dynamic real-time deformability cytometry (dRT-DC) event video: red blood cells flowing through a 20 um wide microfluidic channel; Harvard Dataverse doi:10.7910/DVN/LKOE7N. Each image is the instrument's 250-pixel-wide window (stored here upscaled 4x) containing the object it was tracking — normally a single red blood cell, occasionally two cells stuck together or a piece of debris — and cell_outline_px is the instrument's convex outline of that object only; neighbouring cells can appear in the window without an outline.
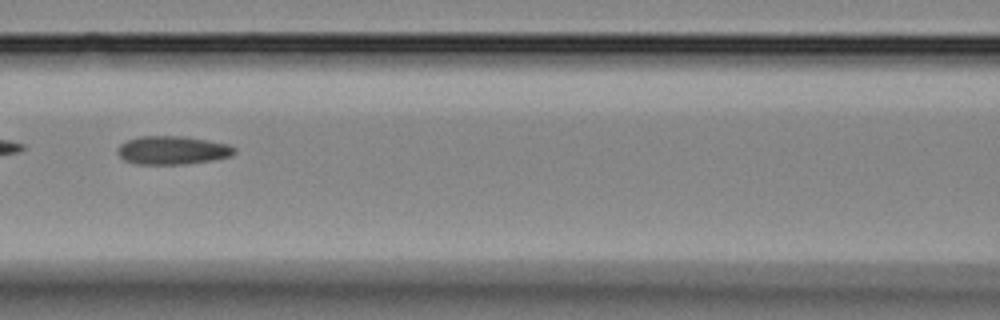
{"species": "Egyptian fruit bat (a non-hibernating species)", "species_latin": "Rousettus aegyptiacus", "temperature_condition": "room temperature", "stored_images_in_passage": 43, "camera_frame_rate_fps": 3000, "um_per_image_px": 0.085, "animal": {"sex": "female"}, "frame": {"image": 1, "passage_image": 19, "time_ms": 6.0, "image_size_px": [1000, 320], "cell_outline_px": [[236, 152], [232, 156], [212, 160], [184, 164], [136, 164], [124, 160], [116, 152], [116, 148], [120, 144], [128, 140], [140, 136], [184, 136], [228, 144], [236, 148]], "centroid_in_image_um": [14.65, 12.77], "position_along_channel_um": 152.0, "area_um2": 19.42}}
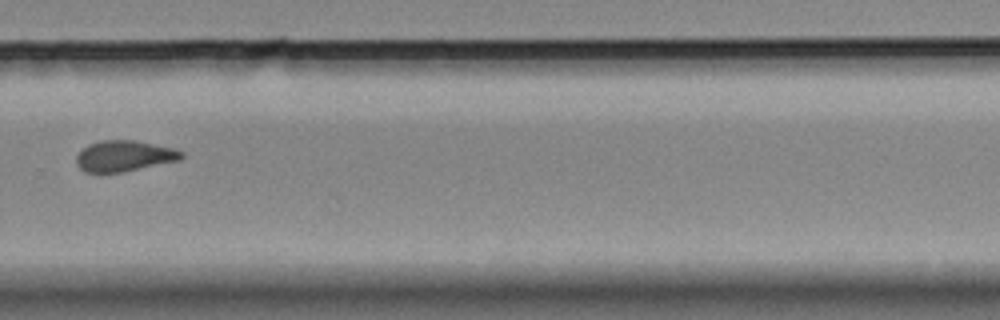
{"frame": {"image": 2, "passage_image": 30, "time_ms": 9.667, "image_size_px": [1000, 320], "cell_outline_px": [[184, 156], [180, 160], [124, 172], [84, 172], [76, 164], [76, 156], [88, 144], [100, 140], [136, 140], [176, 148], [184, 152]], "centroid_in_image_um": [10.59, 13.25], "position_along_channel_um": 319.2, "area_um2": 19.13}}
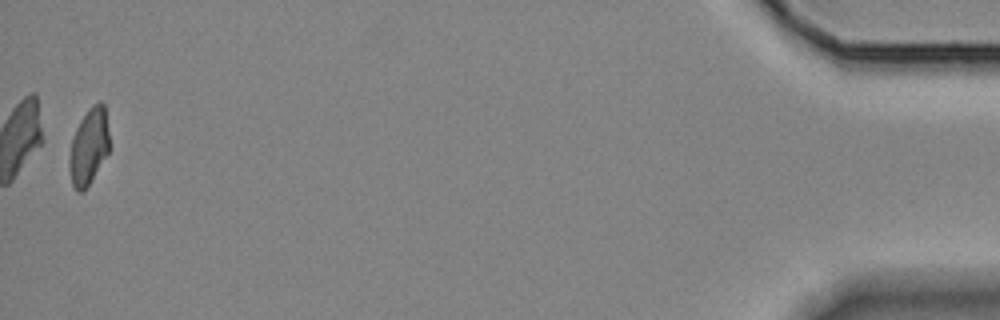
{"frame": {"image": 3, "passage_image": 43, "time_ms": 14.0, "image_size_px": [1000, 320], "cell_outline_px": [[108, 152], [84, 192], [76, 192], [72, 184], [68, 164], [68, 160], [72, 140], [76, 128], [80, 120], [92, 104], [100, 100], [104, 104], [108, 132]], "centroid_in_image_um": [7.52, 12.46], "position_along_channel_um": 427.7, "area_um2": 17.63}}